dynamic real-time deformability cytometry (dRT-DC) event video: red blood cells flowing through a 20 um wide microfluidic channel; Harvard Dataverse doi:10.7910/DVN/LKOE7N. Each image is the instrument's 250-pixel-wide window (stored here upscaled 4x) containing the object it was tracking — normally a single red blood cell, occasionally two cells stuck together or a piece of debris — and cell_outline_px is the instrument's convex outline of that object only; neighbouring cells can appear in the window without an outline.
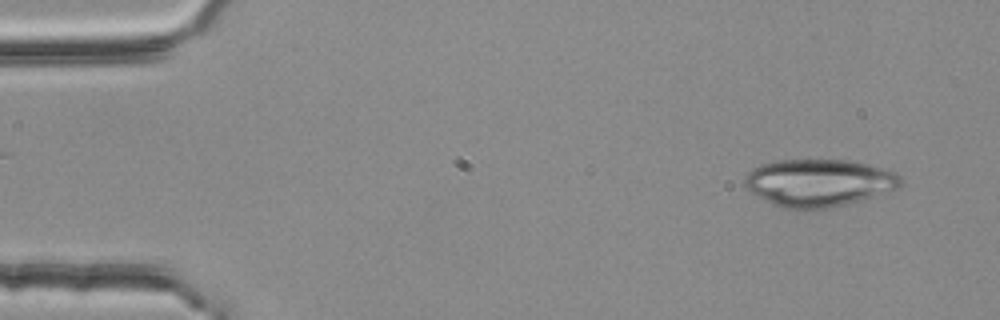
{"species": "common noctule bat (a hibernating species)", "species_latin": "Nyctalus noctula", "temperature_condition": "room temperature", "stored_images_in_passage": 52, "camera_frame_rate_fps": 3000, "um_per_image_px": 0.085, "animal": {"sex": "female", "body_mass_g": 25.1}, "frame": {"image": 1, "passage_image": 3, "time_ms": 0.667, "image_size_px": [1000, 320], "cell_outline_px": [[904, 180], [896, 188], [844, 204], [828, 208], [784, 208], [772, 204], [748, 192], [744, 184], [744, 176], [752, 168], [760, 164], [780, 160], [852, 160], [868, 164], [896, 172]], "centroid_in_image_um": [69.53, 15.51], "position_along_channel_um": 15.5, "area_um2": 42.77}}
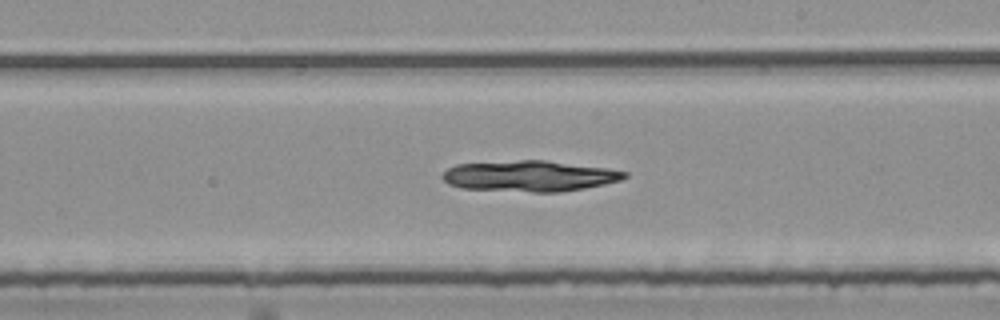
{"frame": {"image": 2, "passage_image": 30, "time_ms": 9.667, "image_size_px": [1000, 320], "cell_outline_px": [[628, 176], [620, 180], [604, 184], [584, 188], [560, 192], [532, 192], [464, 188], [448, 184], [440, 176], [448, 168], [456, 164], [520, 160], [544, 160], [608, 168], [628, 172]], "centroid_in_image_um": [45.02, 14.96], "position_along_channel_um": 244.0, "area_um2": 32.66}}
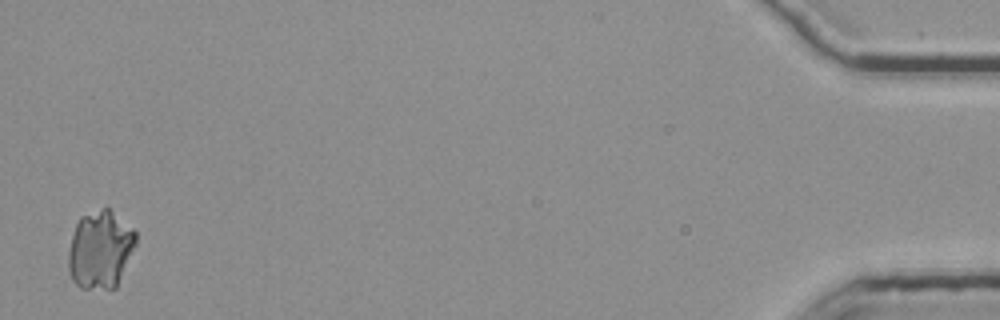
{"frame": {"image": 3, "passage_image": 52, "time_ms": 17.0, "image_size_px": [1000, 320], "cell_outline_px": [[136, 244], [116, 288], [80, 288], [72, 280], [68, 268], [68, 252], [72, 236], [76, 224], [80, 216], [104, 208], [108, 208], [132, 228], [136, 232]], "centroid_in_image_um": [8.51, 21.23], "position_along_channel_um": 426.7, "area_um2": 30.4}}